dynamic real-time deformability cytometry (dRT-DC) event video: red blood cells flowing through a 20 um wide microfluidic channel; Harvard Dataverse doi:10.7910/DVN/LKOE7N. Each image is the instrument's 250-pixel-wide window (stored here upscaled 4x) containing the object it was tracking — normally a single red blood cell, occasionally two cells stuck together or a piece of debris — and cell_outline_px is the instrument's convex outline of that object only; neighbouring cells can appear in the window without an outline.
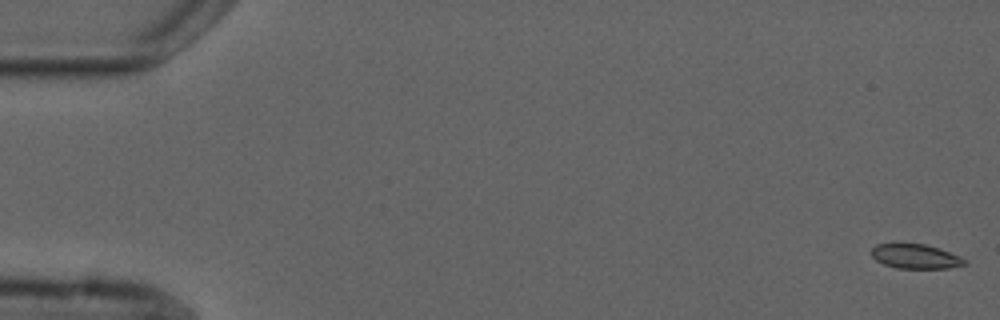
{"species": "common noctule bat (a hibernating species)", "species_latin": "Nyctalus noctula", "temperature_condition": "cold", "stored_images_in_passage": 8, "camera_frame_rate_fps": 3000, "um_per_image_px": 0.085, "animal": {"sex": "male", "forearm_length_mm": 52.5}, "frame": {"image": 1, "passage_image": 1, "time_ms": 0.0, "image_size_px": [1000, 320], "cell_outline_px": [[968, 264], [948, 268], [896, 268], [884, 264], [876, 260], [872, 256], [872, 248], [876, 244], [924, 244], [940, 248], [960, 256]], "centroid_in_image_um": [77.83, 21.8], "position_along_channel_um": 7.2, "area_um2": 13.18}}
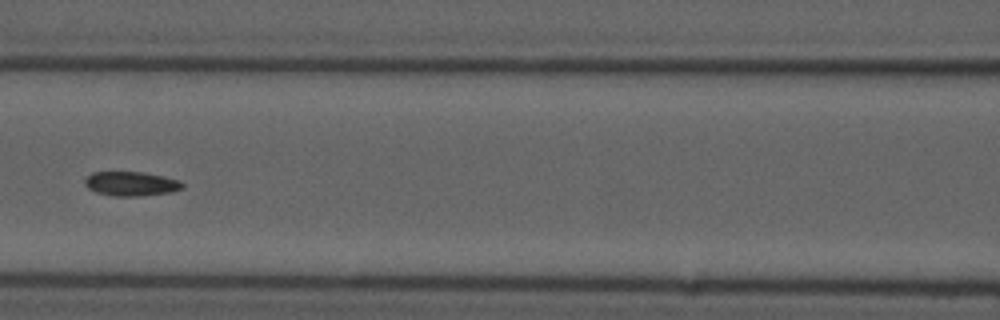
{"frame": {"image": 2, "passage_image": 5, "time_ms": 8.0, "image_size_px": [1000, 320], "cell_outline_px": [[184, 188], [172, 192], [136, 196], [112, 196], [96, 192], [88, 188], [84, 184], [84, 180], [92, 172], [144, 172], [164, 176], [180, 180], [184, 184]], "centroid_in_image_um": [11.16, 15.61], "position_along_channel_um": 155.4, "area_um2": 13.93}}
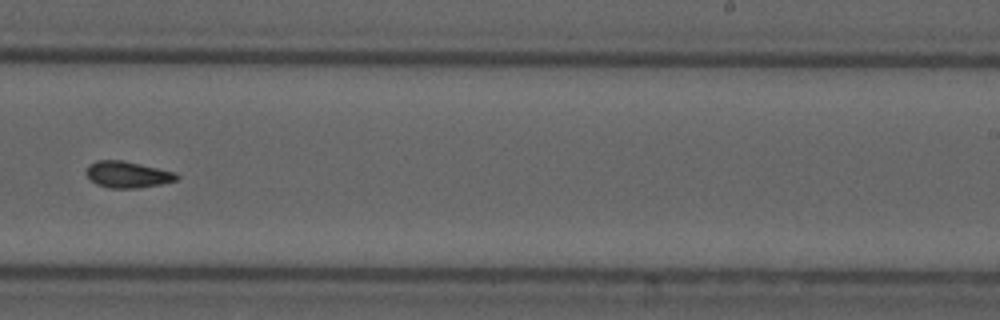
{"frame": {"image": 3, "passage_image": 8, "time_ms": 11.333, "image_size_px": [1000, 320], "cell_outline_px": [[180, 176], [176, 180], [160, 184], [140, 188], [108, 188], [96, 184], [88, 176], [88, 164], [96, 160], [120, 160], [140, 164], [176, 172]], "centroid_in_image_um": [10.86, 14.84], "position_along_channel_um": 278.1, "area_um2": 13.81}}